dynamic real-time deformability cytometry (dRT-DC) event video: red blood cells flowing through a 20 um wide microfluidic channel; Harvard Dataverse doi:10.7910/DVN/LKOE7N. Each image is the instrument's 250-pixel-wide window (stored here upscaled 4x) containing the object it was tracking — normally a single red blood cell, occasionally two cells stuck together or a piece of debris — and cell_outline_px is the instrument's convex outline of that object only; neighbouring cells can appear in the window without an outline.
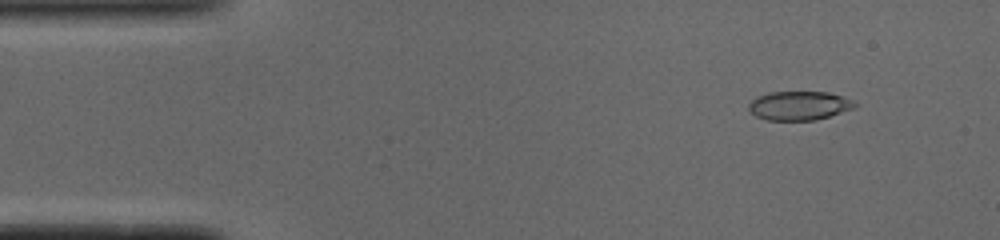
{"species": "common noctule bat (a hibernating species)", "species_latin": "Nyctalus noctula", "temperature_condition": "cold", "stored_images_in_passage": 51, "camera_frame_rate_fps": 3000, "um_per_image_px": 0.085, "animal": {"sex": "male", "body_mass_g": 19.0, "forearm_length_mm": 50.8}, "frame": {"image": 1, "passage_image": 5, "time_ms": 1.333, "image_size_px": [1000, 240], "cell_outline_px": [[856, 108], [816, 120], [768, 120], [756, 116], [748, 108], [748, 104], [756, 96], [768, 92], [828, 92], [852, 100], [856, 104]], "centroid_in_image_um": [67.92, 8.98], "position_along_channel_um": 17.1, "area_um2": 17.86}}
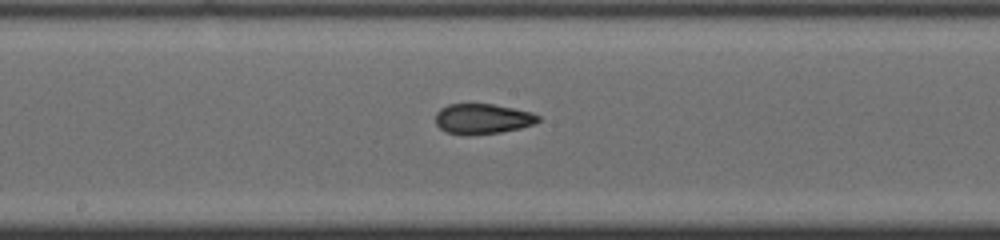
{"frame": {"image": 2, "passage_image": 26, "time_ms": 8.333, "image_size_px": [1000, 240], "cell_outline_px": [[540, 120], [536, 124], [520, 128], [500, 132], [468, 136], [464, 136], [444, 132], [436, 124], [436, 112], [440, 108], [448, 104], [492, 104], [532, 112], [540, 116]], "centroid_in_image_um": [41.0, 10.12], "position_along_channel_um": 207.2, "area_um2": 18.38}}
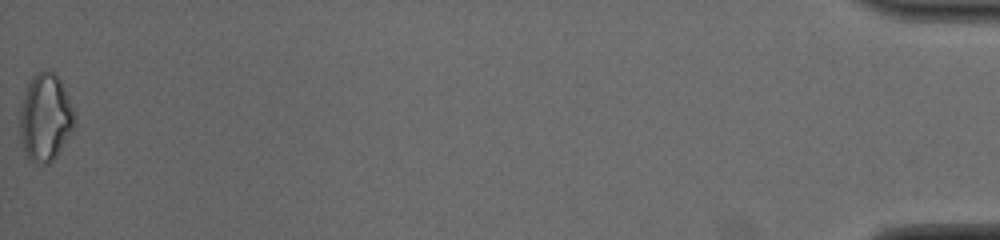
{"frame": {"image": 3, "passage_image": 51, "time_ms": 16.667, "image_size_px": [1000, 240], "cell_outline_px": [[72, 128], [56, 156], [48, 164], [44, 164], [28, 160], [24, 152], [20, 132], [20, 108], [24, 92], [28, 84], [36, 72], [52, 72], [60, 80], [64, 88], [72, 112]], "centroid_in_image_um": [3.79, 10.01], "position_along_channel_um": 431.4, "area_um2": 26.88}, "authors_computed_cell_mechanics": {"area_um2": 18.496, "velocity_mm_per_s": 3.9219, "shape_relaxation_time_tau1_ms": null, "shape_relaxation_time_tau2_ms": 2.5213, "deformation_change_tau1": null, "deformation_change_tau2": 0.0768}}